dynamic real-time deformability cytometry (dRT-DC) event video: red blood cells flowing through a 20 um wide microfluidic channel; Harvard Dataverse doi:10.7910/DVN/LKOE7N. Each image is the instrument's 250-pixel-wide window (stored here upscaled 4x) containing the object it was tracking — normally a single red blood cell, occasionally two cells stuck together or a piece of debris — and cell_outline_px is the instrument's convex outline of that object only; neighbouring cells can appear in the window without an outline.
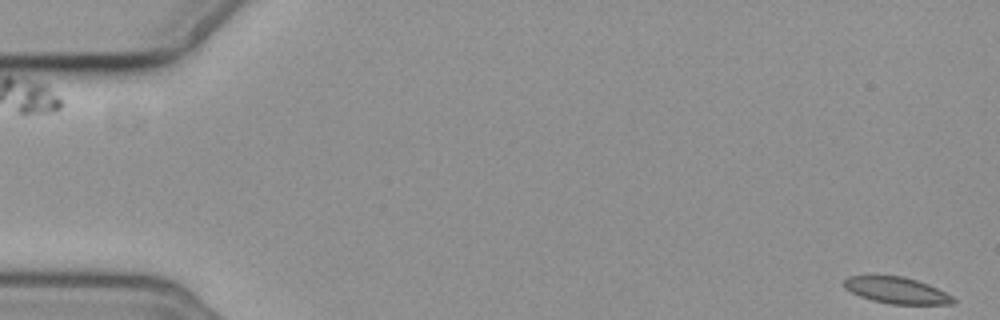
{"species": "common noctule bat (a hibernating species)", "species_latin": "Nyctalus noctula", "temperature_condition": "cold", "stored_images_in_passage": 8, "camera_frame_rate_fps": 3000, "um_per_image_px": 0.085, "animal": {"sex": "female", "body_mass_g": 19.3, "forearm_length_mm": 54.1}, "frame": {"image": 1, "passage_image": 1, "time_ms": 0.0, "image_size_px": [1000, 320], "cell_outline_px": [[956, 304], [888, 304], [872, 300], [860, 296], [844, 288], [840, 284], [848, 276], [904, 276], [928, 284], [952, 296], [956, 300]], "centroid_in_image_um": [76.19, 24.68], "position_along_channel_um": 8.8, "area_um2": 16.82}}
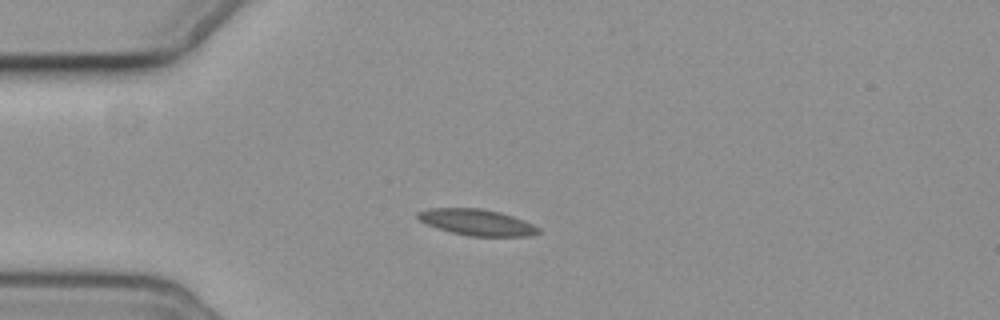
{"frame": {"image": 2, "passage_image": 5, "time_ms": 4.667, "image_size_px": [1000, 320], "cell_outline_px": [[540, 232], [532, 236], [468, 236], [436, 228], [420, 220], [416, 216], [416, 212], [428, 208], [480, 208], [500, 212], [524, 220], [540, 228]], "centroid_in_image_um": [40.53, 18.89], "position_along_channel_um": 44.5, "area_um2": 18.44}}
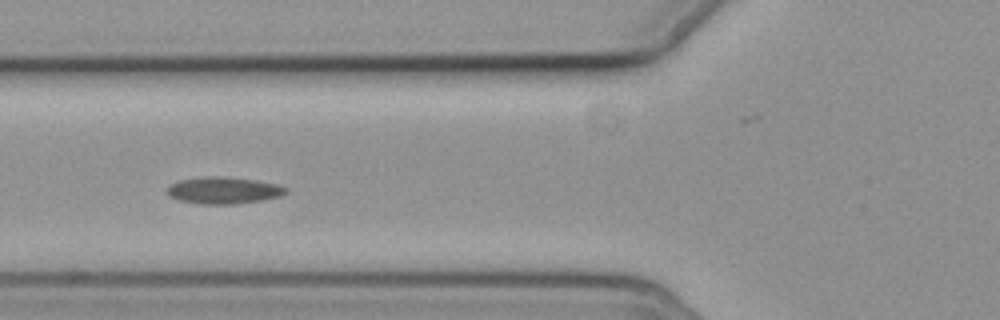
{"frame": {"image": 3, "passage_image": 7, "time_ms": 7.0, "image_size_px": [1000, 320], "cell_outline_px": [[288, 192], [280, 196], [260, 200], [236, 204], [200, 204], [180, 200], [168, 196], [164, 192], [168, 184], [176, 180], [204, 176], [220, 176], [256, 180], [276, 184], [288, 188]], "centroid_in_image_um": [18.92, 16.17], "position_along_channel_um": 106.9, "area_um2": 18.84}}